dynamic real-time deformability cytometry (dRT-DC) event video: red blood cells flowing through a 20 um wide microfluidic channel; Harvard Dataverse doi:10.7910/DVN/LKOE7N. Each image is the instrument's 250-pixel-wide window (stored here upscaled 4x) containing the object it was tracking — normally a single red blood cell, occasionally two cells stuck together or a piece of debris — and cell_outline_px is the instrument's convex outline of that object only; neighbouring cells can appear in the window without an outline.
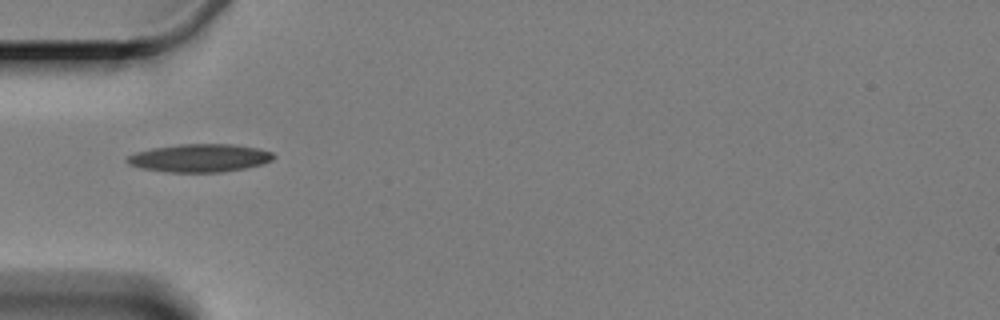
{"species": "Egyptian fruit bat (a non-hibernating species)", "species_latin": "Rousettus aegyptiacus", "temperature_condition": "cold", "stored_images_in_passage": 1, "camera_frame_rate_fps": 3000, "um_per_image_px": 0.085, "animal": {"sex": "female"}, "frame": {"image": 1, "passage_image": 1, "time_ms": 0.0, "image_size_px": [1000, 320], "cell_outline_px": [[276, 156], [272, 160], [260, 164], [244, 168], [220, 172], [172, 172], [144, 168], [132, 164], [128, 160], [128, 156], [136, 152], [152, 148], [180, 144], [232, 144], [260, 148], [272, 152]], "centroid_in_image_um": [17.05, 13.41], "position_along_channel_um": 68.0, "area_um2": 23.52}}